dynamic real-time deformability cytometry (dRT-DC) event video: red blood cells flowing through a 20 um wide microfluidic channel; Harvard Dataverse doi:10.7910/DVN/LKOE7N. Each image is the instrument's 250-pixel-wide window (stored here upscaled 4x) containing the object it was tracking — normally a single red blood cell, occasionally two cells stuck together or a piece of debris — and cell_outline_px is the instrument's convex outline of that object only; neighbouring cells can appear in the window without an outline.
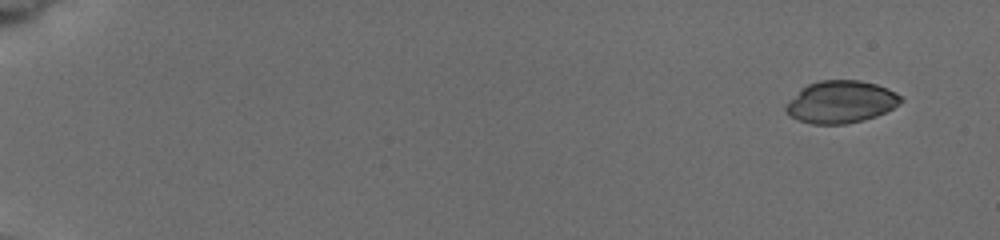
{"species": "common noctule bat (a hibernating species)", "species_latin": "Nyctalus noctula", "temperature_condition": "cold", "stored_images_in_passage": 7, "camera_frame_rate_fps": 3000, "um_per_image_px": 0.085, "animal": {"sex": "female", "body_mass_g": 19.5, "forearm_length_mm": 54.1}, "frame": {"image": 1, "passage_image": 1, "time_ms": 0.0, "image_size_px": [1000, 240], "cell_outline_px": [[904, 100], [892, 108], [876, 116], [864, 120], [844, 124], [812, 124], [796, 120], [784, 108], [800, 88], [808, 84], [820, 80], [860, 80], [876, 84], [888, 88], [896, 92]], "centroid_in_image_um": [71.48, 8.66], "position_along_channel_um": 13.5, "area_um2": 28.26}}
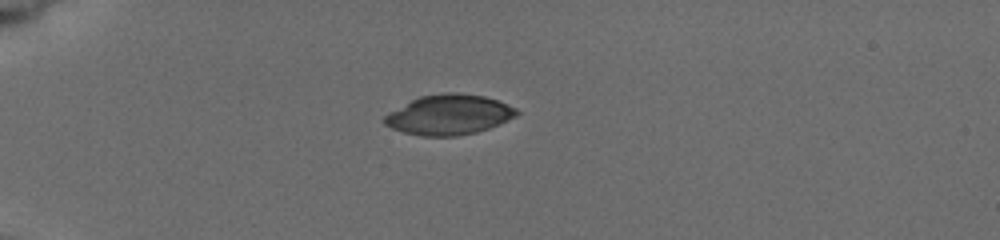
{"frame": {"image": 2, "passage_image": 5, "time_ms": 4.333, "image_size_px": [1000, 240], "cell_outline_px": [[520, 112], [516, 116], [500, 124], [476, 132], [456, 136], [420, 136], [404, 132], [392, 128], [384, 124], [380, 120], [388, 112], [420, 96], [444, 92], [456, 92], [484, 96], [496, 100], [516, 108]], "centroid_in_image_um": [38.14, 9.75], "position_along_channel_um": 46.9, "area_um2": 30.92}}